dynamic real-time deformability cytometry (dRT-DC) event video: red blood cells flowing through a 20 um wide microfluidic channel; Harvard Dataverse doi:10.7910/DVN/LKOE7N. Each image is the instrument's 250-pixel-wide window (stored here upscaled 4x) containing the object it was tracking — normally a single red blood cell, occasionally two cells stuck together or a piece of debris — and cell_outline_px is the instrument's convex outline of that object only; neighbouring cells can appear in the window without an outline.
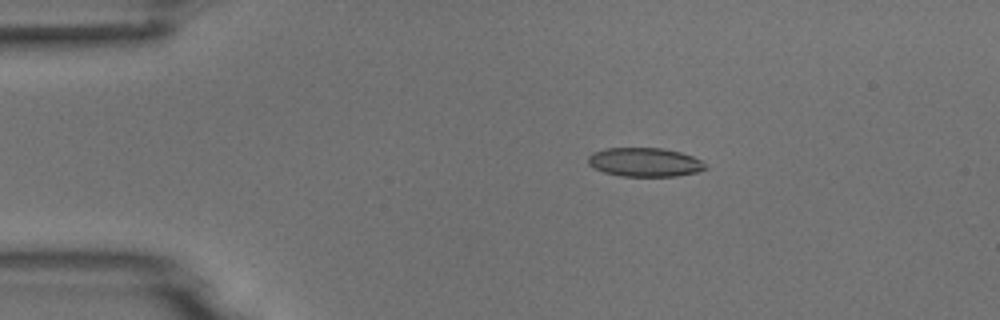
{"species": "common noctule bat (a hibernating species)", "species_latin": "Nyctalus noctula", "temperature_condition": "room temperature", "stored_images_in_passage": 8, "camera_frame_rate_fps": 3000, "um_per_image_px": 0.085, "animal": {"sex": "male", "body_mass_g": 18.8}, "frame": {"image": 1, "passage_image": 3, "time_ms": 2.333, "image_size_px": [1000, 320], "cell_outline_px": [[708, 168], [696, 172], [676, 176], [620, 176], [604, 172], [588, 164], [588, 156], [592, 152], [608, 148], [660, 148], [680, 152], [692, 156], [700, 160]], "centroid_in_image_um": [54.79, 13.79], "position_along_channel_um": 30.2, "area_um2": 19.59}}